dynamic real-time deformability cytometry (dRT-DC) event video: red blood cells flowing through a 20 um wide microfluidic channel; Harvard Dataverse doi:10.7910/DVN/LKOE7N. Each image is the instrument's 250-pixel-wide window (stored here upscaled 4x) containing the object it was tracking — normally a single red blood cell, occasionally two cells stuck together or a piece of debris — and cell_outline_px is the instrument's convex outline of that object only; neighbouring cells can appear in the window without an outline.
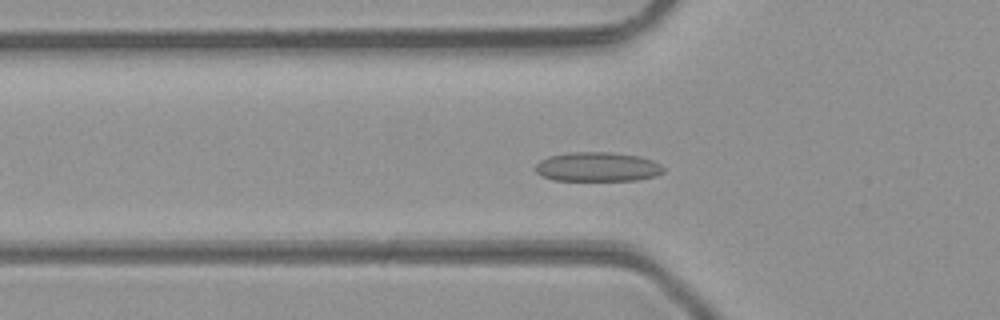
{"species": "common noctule bat (a hibernating species)", "species_latin": "Nyctalus noctula", "temperature_condition": "room temperature", "stored_images_in_passage": 40, "camera_frame_rate_fps": 3000, "um_per_image_px": 0.085, "animal": {"sex": "male", "body_mass_g": 23.1, "forearm_length_mm": 52.7}, "frame": {"image": 1, "passage_image": 11, "time_ms": 3.333, "image_size_px": [1000, 320], "cell_outline_px": [[664, 172], [656, 176], [636, 180], [552, 180], [536, 172], [532, 168], [540, 160], [548, 156], [568, 152], [612, 152], [640, 156], [652, 160], [660, 164], [664, 168]], "centroid_in_image_um": [50.77, 14.17], "position_along_channel_um": 75.0, "area_um2": 22.08}}
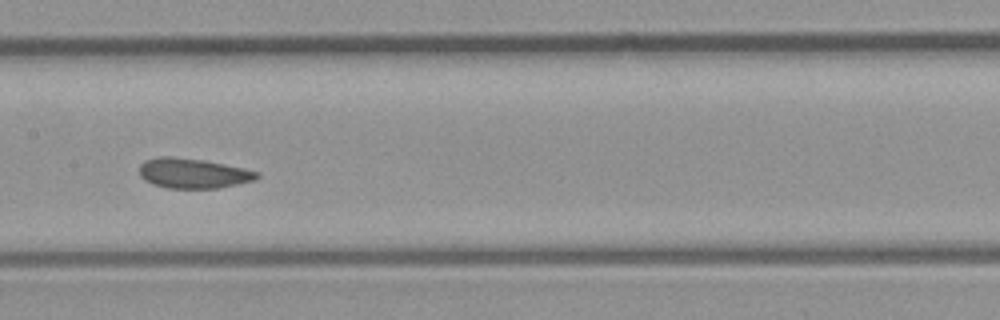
{"frame": {"image": 2, "passage_image": 19, "time_ms": 6.0, "image_size_px": [1000, 320], "cell_outline_px": [[260, 176], [256, 180], [216, 188], [168, 188], [152, 184], [144, 180], [140, 176], [140, 164], [144, 160], [156, 156], [172, 156], [204, 160], [244, 168], [260, 172]], "centroid_in_image_um": [16.4, 14.72], "position_along_channel_um": 191.0, "area_um2": 20.69}}
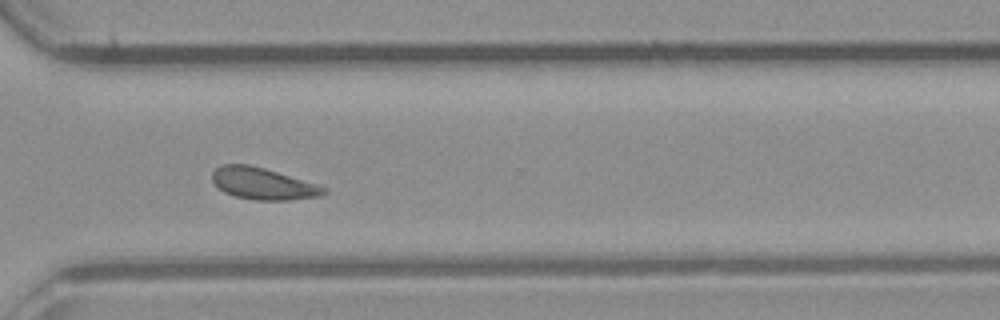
{"frame": {"image": 3, "passage_image": 30, "time_ms": 9.667, "image_size_px": [1000, 320], "cell_outline_px": [[328, 192], [320, 196], [288, 200], [256, 200], [236, 196], [224, 192], [212, 180], [212, 172], [220, 164], [248, 164], [264, 168], [316, 184], [328, 188]], "centroid_in_image_um": [22.35, 15.61], "position_along_channel_um": 348.2, "area_um2": 20.46}, "authors_computed_cell_mechanics": {"area_um2": 20.6057, "velocity_mm_per_s": 4.3016, "shape_relaxation_time_tau1_ms": 11.0039, "shape_relaxation_time_tau2_ms": 1.1415, "deformation_change_tau1": 0.1412, "deformation_change_tau2": 0.0527}}